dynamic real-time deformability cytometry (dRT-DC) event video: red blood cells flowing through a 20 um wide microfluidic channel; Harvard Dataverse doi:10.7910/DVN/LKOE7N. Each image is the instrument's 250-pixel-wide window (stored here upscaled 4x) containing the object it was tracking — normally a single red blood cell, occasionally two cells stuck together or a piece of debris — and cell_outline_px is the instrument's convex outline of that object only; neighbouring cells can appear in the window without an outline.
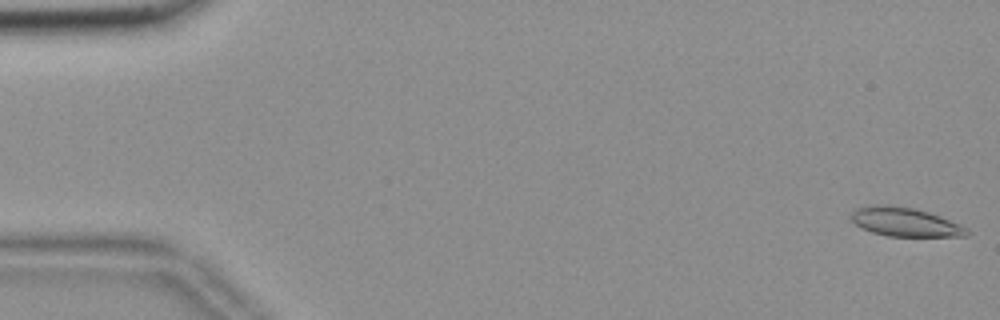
{"species": "common noctule bat (a hibernating species)", "species_latin": "Nyctalus noctula", "temperature_condition": "room temperature", "stored_images_in_passage": 55, "camera_frame_rate_fps": 3000, "um_per_image_px": 0.085, "animal": {"sex": "female", "body_mass_g": 18.4}, "frame": {"image": 1, "passage_image": 1, "time_ms": 0.0, "image_size_px": [1000, 320], "cell_outline_px": [[972, 232], [968, 236], [888, 236], [872, 232], [860, 228], [848, 216], [856, 208], [880, 204], [912, 208], [928, 212], [940, 216], [960, 224], [968, 228]], "centroid_in_image_um": [76.94, 18.88], "position_along_channel_um": 8.1, "area_um2": 19.48}}
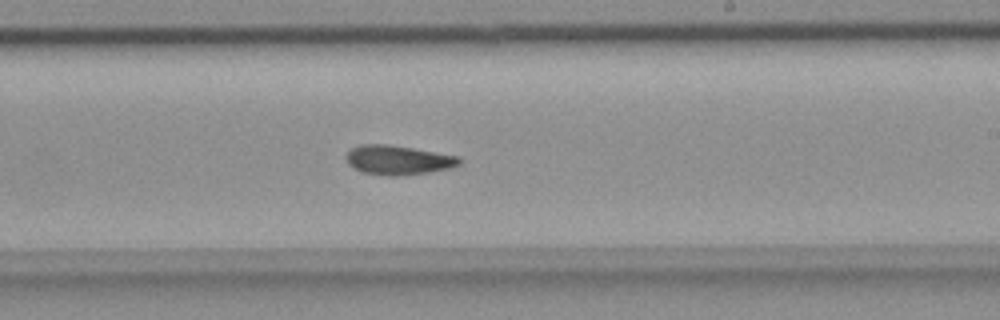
{"frame": {"image": 2, "passage_image": 33, "time_ms": 10.667, "image_size_px": [1000, 320], "cell_outline_px": [[460, 164], [448, 168], [428, 172], [396, 176], [388, 176], [364, 172], [348, 164], [344, 156], [352, 148], [360, 144], [388, 144], [460, 156]], "centroid_in_image_um": [33.82, 13.59], "position_along_channel_um": 255.2, "area_um2": 19.19}}
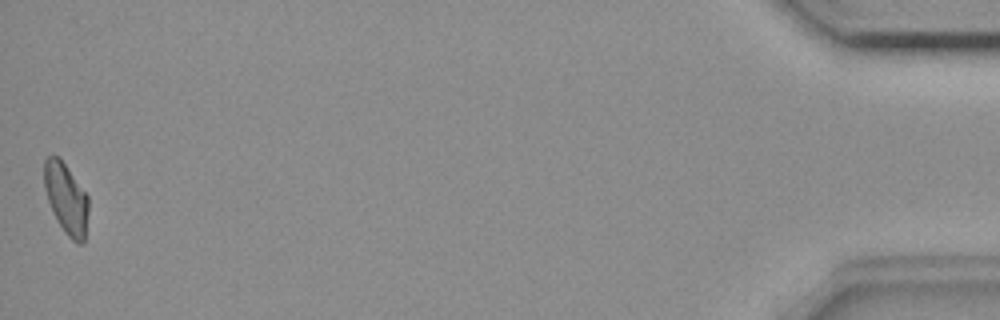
{"frame": {"image": 3, "passage_image": 55, "time_ms": 18.0, "image_size_px": [1000, 320], "cell_outline_px": [[88, 212], [84, 240], [80, 244], [72, 240], [64, 232], [56, 220], [52, 212], [44, 188], [44, 160], [48, 156], [60, 156], [88, 196]], "centroid_in_image_um": [5.61, 16.85], "position_along_channel_um": 429.6, "area_um2": 18.32}, "authors_computed_cell_mechanics": {"area_um2": 19.074, "velocity_mm_per_s": 3.6733, "shape_relaxation_time_tau1_ms": 10.9068, "shape_relaxation_time_tau2_ms": 9.409, "deformation_change_tau1": 0.1912, "deformation_change_tau2": 0.1287}}